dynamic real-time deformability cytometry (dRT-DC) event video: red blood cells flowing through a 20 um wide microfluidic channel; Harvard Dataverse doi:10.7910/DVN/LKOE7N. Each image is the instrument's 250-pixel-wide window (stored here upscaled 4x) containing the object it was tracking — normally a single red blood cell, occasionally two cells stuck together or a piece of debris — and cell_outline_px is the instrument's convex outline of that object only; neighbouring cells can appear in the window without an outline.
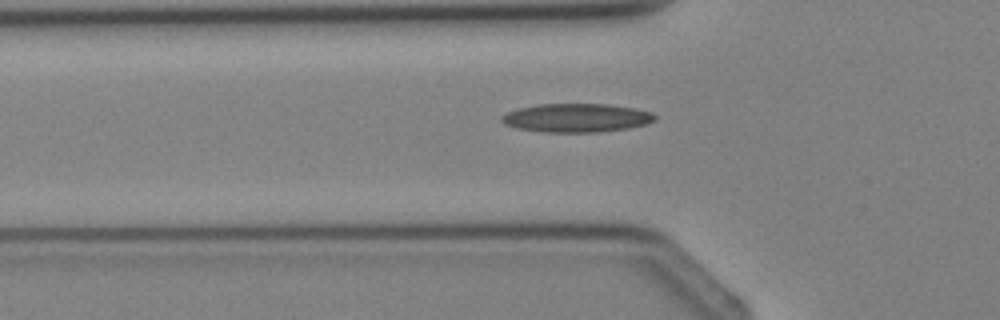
{"species": "Egyptian fruit bat (a non-hibernating species)", "species_latin": "Rousettus aegyptiacus", "temperature_condition": "cold", "stored_images_in_passage": 2, "camera_frame_rate_fps": 3000, "um_per_image_px": 0.085, "animal": {"sex": "female"}, "frame": {"image": 1, "passage_image": 2, "time_ms": 1.333, "image_size_px": [1000, 320], "cell_outline_px": [[656, 120], [648, 124], [628, 128], [600, 132], [544, 132], [516, 128], [504, 124], [500, 120], [500, 116], [508, 112], [520, 108], [536, 104], [608, 104], [636, 108], [652, 112], [656, 116]], "centroid_in_image_um": [49.02, 10.02], "position_along_channel_um": 76.8, "area_um2": 25.78}}